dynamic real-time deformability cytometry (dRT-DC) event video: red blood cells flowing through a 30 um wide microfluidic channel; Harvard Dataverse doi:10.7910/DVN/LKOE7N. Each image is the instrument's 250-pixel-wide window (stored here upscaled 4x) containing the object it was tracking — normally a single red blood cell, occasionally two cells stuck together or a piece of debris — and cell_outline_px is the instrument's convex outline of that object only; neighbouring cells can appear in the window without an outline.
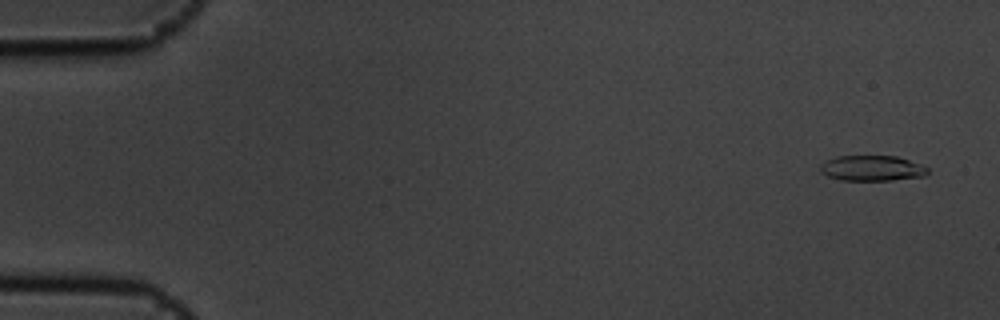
{"species": "common noctule bat (a hibernating species)", "species_latin": "Nyctalus noctula", "temperature_condition": "cold", "stored_images_in_passage": 15, "camera_frame_rate_fps": 3000, "um_per_image_px": 0.085, "animal": {"sex": "male", "body_mass_g": 19.5, "forearm_length_mm": 54.6}, "frame": {"image": 1, "passage_image": 1, "time_ms": 0.0, "image_size_px": [1000, 320], "cell_outline_px": [[928, 172], [924, 176], [892, 180], [840, 180], [828, 176], [820, 172], [820, 164], [836, 156], [896, 156], [920, 164], [928, 168]], "centroid_in_image_um": [74.1, 14.3], "position_along_channel_um": 10.9, "area_um2": 15.84}}
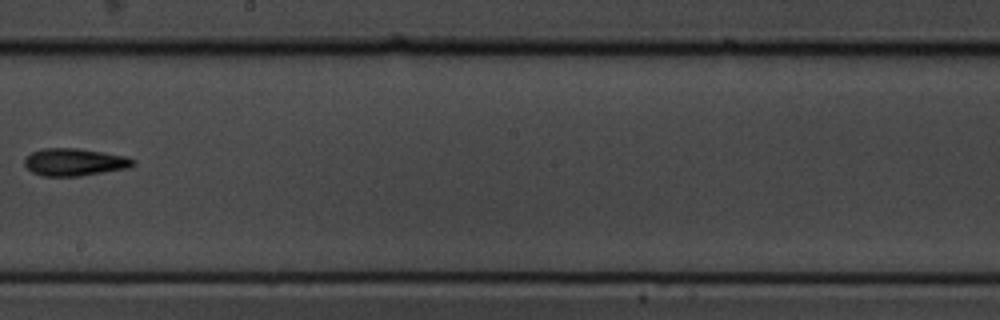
{"frame": {"image": 2, "passage_image": 9, "time_ms": 2.667, "image_size_px": [1000, 320], "cell_outline_px": [[136, 164], [128, 168], [80, 176], [44, 176], [32, 172], [24, 164], [24, 160], [32, 152], [44, 148], [76, 148], [128, 156], [136, 160]], "centroid_in_image_um": [6.37, 13.78], "position_along_channel_um": 241.8, "area_um2": 17.34}}
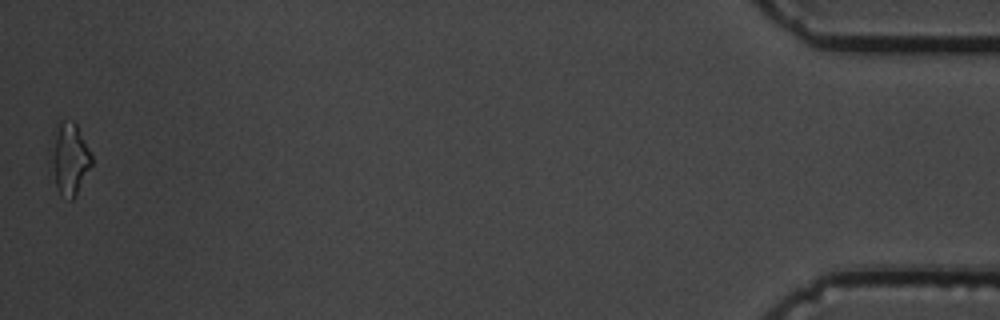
{"frame": {"image": 3, "passage_image": 15, "time_ms": 4.667, "image_size_px": [1000, 320], "cell_outline_px": [[92, 164], [72, 200], [68, 200], [60, 196], [56, 184], [48, 152], [48, 148], [60, 120], [72, 120], [76, 124], [92, 156]], "centroid_in_image_um": [5.87, 13.47], "position_along_channel_um": 429.3, "area_um2": 16.99}}